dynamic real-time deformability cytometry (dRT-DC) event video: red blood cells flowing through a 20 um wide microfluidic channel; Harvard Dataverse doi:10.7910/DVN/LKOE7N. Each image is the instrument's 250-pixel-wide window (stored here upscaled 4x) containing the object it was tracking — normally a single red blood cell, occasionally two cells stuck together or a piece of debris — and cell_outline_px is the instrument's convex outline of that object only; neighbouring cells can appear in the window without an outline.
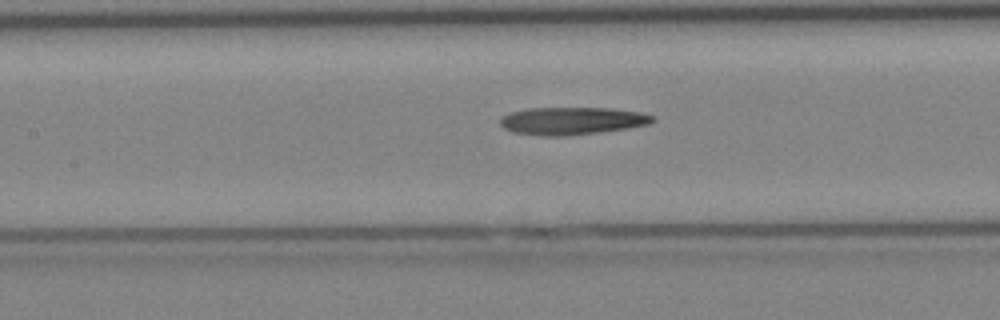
{"species": "Egyptian fruit bat (a non-hibernating species)", "species_latin": "Rousettus aegyptiacus", "temperature_condition": "cold", "stored_images_in_passage": 21, "camera_frame_rate_fps": 3000, "um_per_image_px": 0.085, "animal": {"sex": "female"}, "frame": {"image": 1, "passage_image": 7, "time_ms": 2.0, "image_size_px": [1000, 320], "cell_outline_px": [[656, 120], [652, 124], [628, 128], [600, 132], [568, 136], [540, 136], [512, 132], [504, 128], [500, 124], [500, 120], [504, 116], [512, 112], [528, 108], [608, 108], [640, 112], [656, 116]], "centroid_in_image_um": [48.67, 10.28], "position_along_channel_um": 158.7, "area_um2": 24.68}}
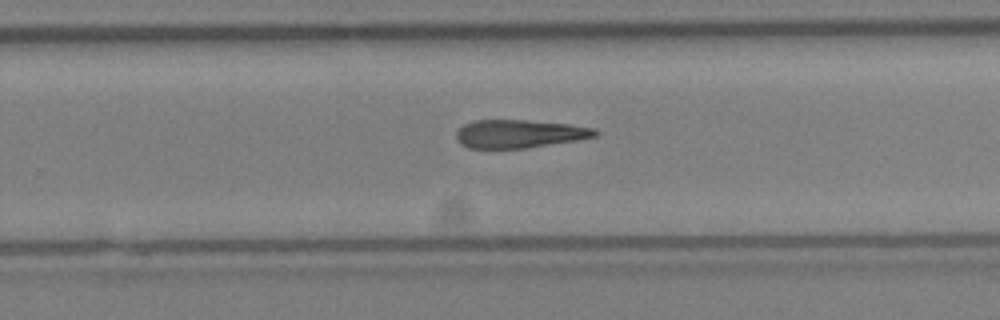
{"frame": {"image": 2, "passage_image": 15, "time_ms": 4.667, "image_size_px": [1000, 320], "cell_outline_px": [[600, 132], [596, 136], [576, 140], [524, 148], [468, 148], [460, 144], [456, 140], [456, 132], [464, 124], [472, 120], [528, 120], [568, 124], [596, 128]], "centroid_in_image_um": [44.12, 11.36], "position_along_channel_um": 285.7, "area_um2": 22.83}}
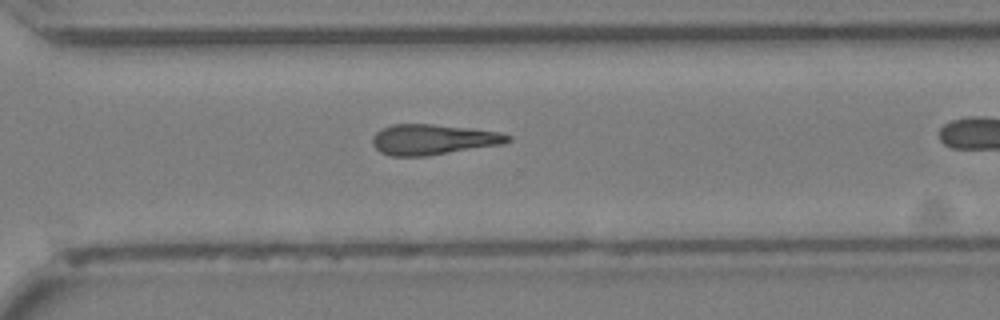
{"frame": {"image": 3, "passage_image": 18, "time_ms": 5.667, "image_size_px": [1000, 320], "cell_outline_px": [[512, 140], [500, 144], [424, 156], [388, 156], [380, 152], [372, 144], [372, 136], [380, 128], [392, 124], [432, 124], [472, 128], [500, 132], [512, 136]], "centroid_in_image_um": [36.76, 11.84], "position_along_channel_um": 333.8, "area_um2": 23.99}}